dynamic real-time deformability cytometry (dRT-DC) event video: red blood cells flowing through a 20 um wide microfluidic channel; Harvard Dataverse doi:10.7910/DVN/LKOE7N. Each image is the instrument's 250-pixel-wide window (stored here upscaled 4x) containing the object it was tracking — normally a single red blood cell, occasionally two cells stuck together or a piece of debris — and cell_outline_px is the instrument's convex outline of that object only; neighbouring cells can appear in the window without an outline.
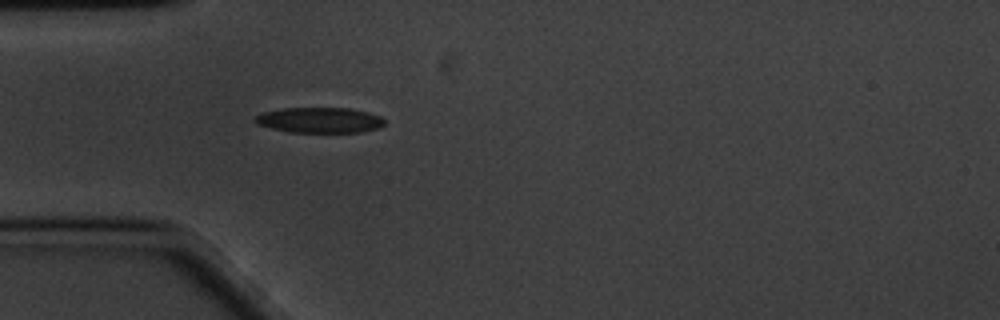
{"species": "common noctule bat (a hibernating species)", "species_latin": "Nyctalus noctula", "temperature_condition": "cold", "stored_images_in_passage": 43, "camera_frame_rate_fps": 3000, "um_per_image_px": 0.085, "animal": {"sex": "male", "body_mass_g": 20.1, "forearm_length_mm": 53.5}, "frame": {"image": 1, "passage_image": 1, "time_ms": 0.0, "image_size_px": [1000, 320], "cell_outline_px": [[384, 124], [380, 128], [360, 132], [288, 132], [256, 124], [252, 120], [260, 112], [284, 108], [348, 108], [368, 112], [380, 116], [384, 120]], "centroid_in_image_um": [27.14, 10.21], "position_along_channel_um": 57.9, "area_um2": 19.31}}
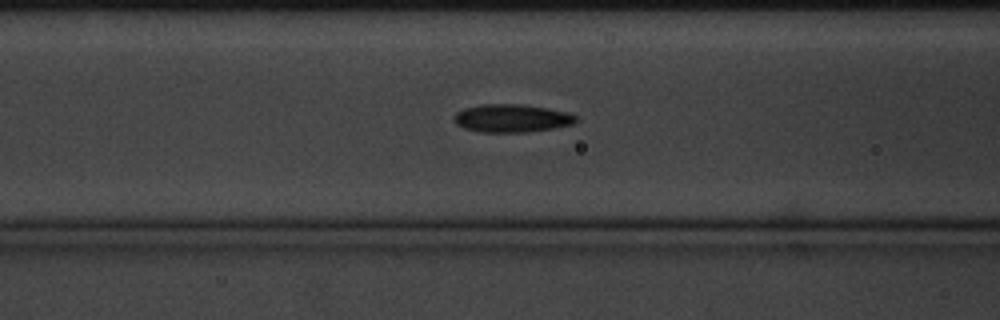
{"frame": {"image": 2, "passage_image": 7, "time_ms": 2.0, "image_size_px": [1000, 320], "cell_outline_px": [[576, 120], [572, 124], [552, 128], [524, 132], [480, 132], [464, 128], [456, 124], [456, 112], [464, 108], [484, 104], [520, 104], [548, 108], [572, 112], [576, 116]], "centroid_in_image_um": [43.52, 10.04], "position_along_channel_um": 123.1, "area_um2": 19.77}}
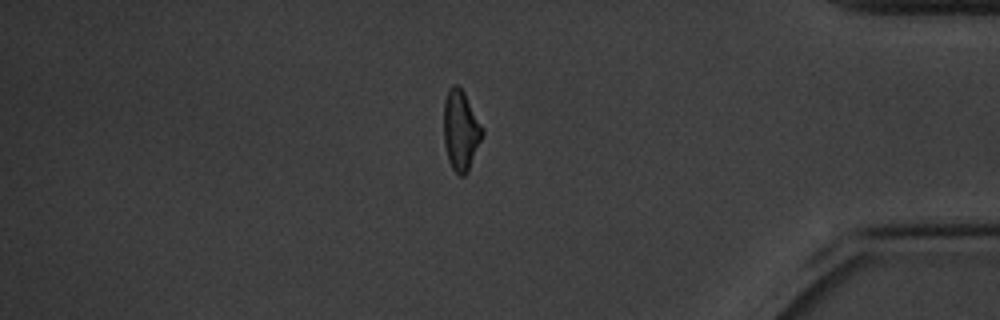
{"frame": {"image": 3, "passage_image": 34, "time_ms": 11.0, "image_size_px": [1000, 320], "cell_outline_px": [[484, 132], [468, 172], [464, 176], [460, 176], [452, 168], [448, 160], [444, 144], [444, 100], [448, 88], [452, 84], [460, 84], [484, 128]], "centroid_in_image_um": [39.16, 11.04], "position_along_channel_um": 396.0, "area_um2": 18.32}, "authors_computed_cell_mechanics": {"area_um2": 18.785, "velocity_mm_per_s": 3.39, "shape_relaxation_time_tau1_ms": 3.3304, "shape_relaxation_time_tau2_ms": 4.7177, "deformation_change_tau1": 0.1292, "deformation_change_tau2": 0.1043}}